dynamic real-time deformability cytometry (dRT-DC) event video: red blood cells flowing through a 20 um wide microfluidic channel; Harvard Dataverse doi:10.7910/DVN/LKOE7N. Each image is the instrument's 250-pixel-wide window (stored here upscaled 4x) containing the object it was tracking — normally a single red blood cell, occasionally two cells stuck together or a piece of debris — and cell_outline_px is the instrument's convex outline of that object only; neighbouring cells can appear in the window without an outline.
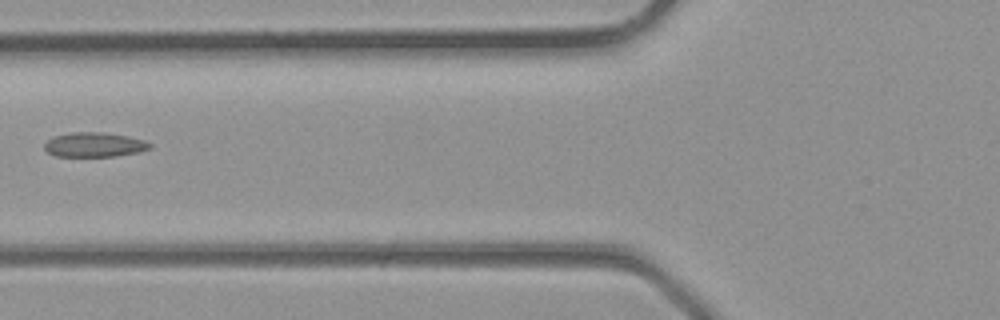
{"species": "common noctule bat (a hibernating species)", "species_latin": "Nyctalus noctula", "temperature_condition": "room temperature", "stored_images_in_passage": 2, "camera_frame_rate_fps": 3000, "um_per_image_px": 0.085, "animal": {"sex": "male", "body_mass_g": 23.1, "forearm_length_mm": 52.7}, "frame": {"image": 1, "passage_image": 2, "time_ms": 0.333, "image_size_px": [1000, 320], "cell_outline_px": [[152, 148], [140, 152], [116, 156], [56, 156], [48, 152], [44, 148], [44, 144], [48, 140], [56, 136], [72, 132], [100, 132], [128, 136], [144, 140], [152, 144]], "centroid_in_image_um": [8.06, 12.3], "position_along_channel_um": 117.7, "area_um2": 15.03}}